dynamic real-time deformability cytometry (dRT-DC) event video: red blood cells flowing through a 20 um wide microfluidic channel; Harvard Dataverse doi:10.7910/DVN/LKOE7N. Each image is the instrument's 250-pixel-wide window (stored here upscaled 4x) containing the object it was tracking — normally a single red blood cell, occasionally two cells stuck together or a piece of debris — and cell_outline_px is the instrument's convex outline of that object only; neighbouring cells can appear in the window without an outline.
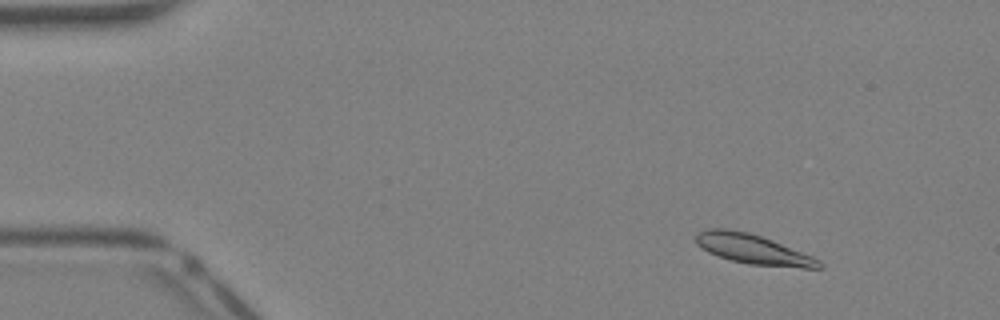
{"species": "Egyptian fruit bat (a non-hibernating species)", "species_latin": "Rousettus aegyptiacus", "temperature_condition": "warm", "stored_images_in_passage": 39, "camera_frame_rate_fps": 3000, "um_per_image_px": 0.085, "animal": {"sex": "female"}, "frame": {"image": 1, "passage_image": 4, "time_ms": 1.0, "image_size_px": [1000, 320], "cell_outline_px": [[824, 268], [800, 268], [748, 264], [732, 260], [708, 252], [700, 248], [696, 244], [696, 236], [700, 232], [708, 228], [724, 228], [748, 232], [772, 240], [812, 256], [820, 260], [824, 264]], "centroid_in_image_um": [64.03, 21.19], "position_along_channel_um": 21.0, "area_um2": 21.27}}
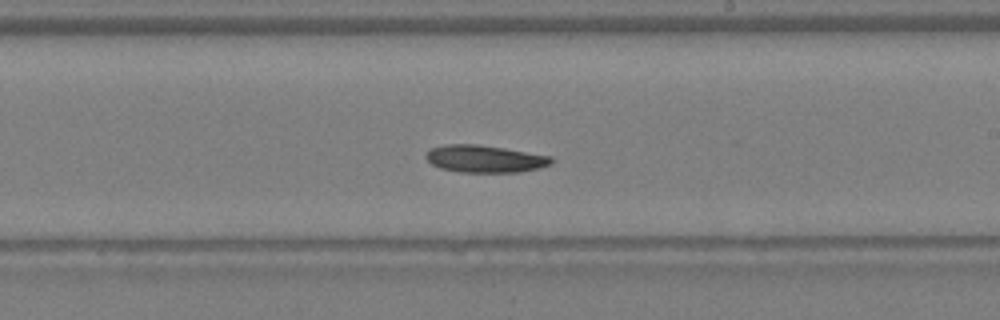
{"frame": {"image": 2, "passage_image": 23, "time_ms": 7.333, "image_size_px": [1000, 320], "cell_outline_px": [[556, 160], [552, 164], [540, 168], [520, 172], [460, 172], [440, 168], [432, 164], [424, 156], [428, 148], [448, 144], [476, 144], [504, 148], [552, 156]], "centroid_in_image_um": [41.23, 13.5], "position_along_channel_um": 247.8, "area_um2": 20.17}}
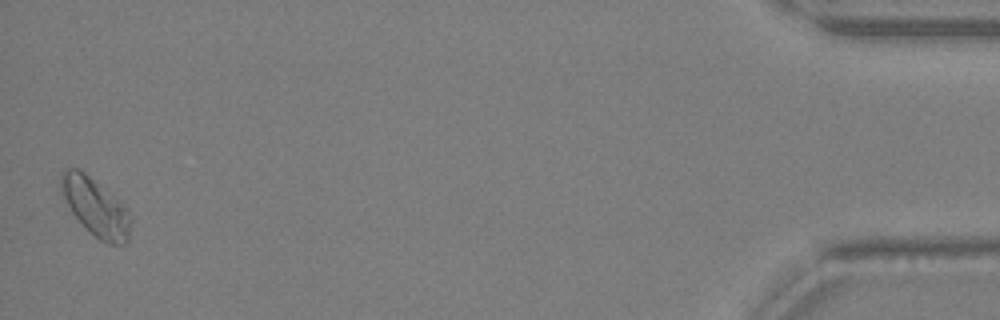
{"frame": {"image": 3, "passage_image": 39, "time_ms": 12.667, "image_size_px": [1000, 320], "cell_outline_px": [[132, 220], [128, 240], [124, 244], [108, 244], [100, 240], [72, 212], [60, 192], [60, 172], [64, 168], [80, 168], [120, 204], [124, 208]], "centroid_in_image_um": [8.07, 17.58], "position_along_channel_um": 427.1, "area_um2": 22.66}}